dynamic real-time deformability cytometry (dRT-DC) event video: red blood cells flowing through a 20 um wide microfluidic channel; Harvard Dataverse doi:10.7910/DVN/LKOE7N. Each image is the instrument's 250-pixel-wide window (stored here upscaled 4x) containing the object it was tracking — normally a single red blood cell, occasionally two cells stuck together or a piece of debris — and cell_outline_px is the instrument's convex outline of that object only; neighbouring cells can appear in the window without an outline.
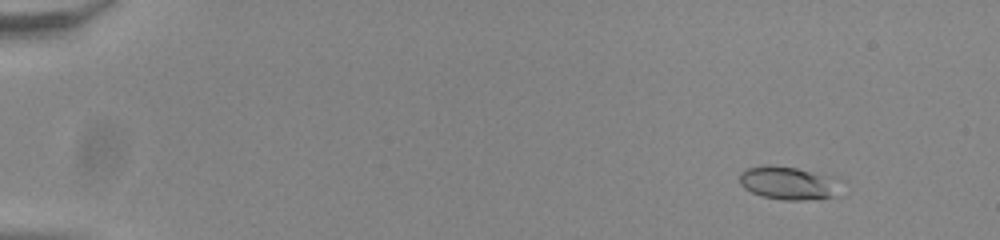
{"species": "common noctule bat (a hibernating species)", "species_latin": "Nyctalus noctula", "temperature_condition": "room temperature", "stored_images_in_passage": 22, "camera_frame_rate_fps": 3000, "um_per_image_px": 0.085, "animal": {"sex": "male", "body_mass_g": 20.0, "forearm_length_mm": 53.3}, "frame": {"image": 1, "passage_image": 7, "time_ms": 2.0, "image_size_px": [1000, 240], "cell_outline_px": [[832, 196], [804, 200], [784, 200], [760, 196], [744, 188], [740, 184], [740, 172], [744, 168], [768, 164], [772, 164], [796, 168], [820, 176], [828, 180]], "centroid_in_image_um": [66.65, 15.55], "position_along_channel_um": 18.4, "area_um2": 18.09}}
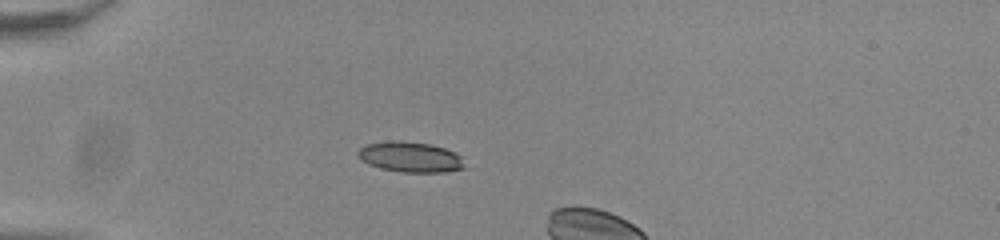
{"frame": {"image": 2, "passage_image": 18, "time_ms": 5.667, "image_size_px": [1000, 240], "cell_outline_px": [[468, 168], [444, 172], [400, 172], [380, 168], [368, 164], [356, 156], [356, 152], [364, 144], [388, 140], [400, 140], [428, 144], [444, 148], [456, 152], [460, 156]], "centroid_in_image_um": [34.86, 13.34], "position_along_channel_um": 50.1, "area_um2": 19.25}}